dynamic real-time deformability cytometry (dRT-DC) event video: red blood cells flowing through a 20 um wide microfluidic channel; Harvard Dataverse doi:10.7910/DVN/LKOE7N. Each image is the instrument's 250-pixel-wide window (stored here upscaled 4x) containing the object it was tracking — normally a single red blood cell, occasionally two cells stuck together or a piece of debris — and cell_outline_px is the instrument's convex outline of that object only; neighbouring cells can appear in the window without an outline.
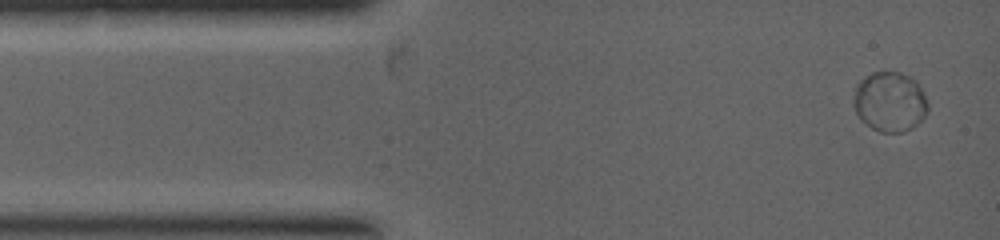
{"species": "common noctule bat (a hibernating species)", "species_latin": "Nyctalus noctula", "temperature_condition": "warm", "stored_images_in_passage": 24, "camera_frame_rate_fps": 5000, "um_per_image_px": 0.085, "animal": {"sex": "female", "body_mass_g": 19.0, "forearm_length_mm": 53.3}, "frame": {"image": 1, "passage_image": 1, "time_ms": 0.0, "image_size_px": [1000, 240], "cell_outline_px": [[928, 112], [912, 128], [904, 132], [880, 132], [872, 128], [860, 120], [856, 112], [852, 100], [856, 84], [860, 80], [872, 72], [900, 72], [912, 76], [916, 80], [928, 104]], "centroid_in_image_um": [75.61, 8.64], "position_along_channel_um": 9.4, "area_um2": 26.13}}
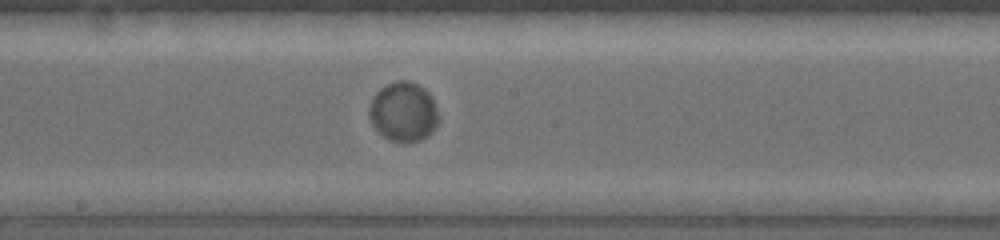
{"frame": {"image": 2, "passage_image": 11, "time_ms": 4.0, "image_size_px": [1000, 240], "cell_outline_px": [[436, 124], [420, 140], [392, 140], [384, 136], [372, 124], [368, 116], [368, 108], [372, 96], [380, 88], [396, 80], [408, 80], [424, 88], [432, 96], [436, 108]], "centroid_in_image_um": [34.23, 9.43], "position_along_channel_um": 214.0, "area_um2": 23.41}}
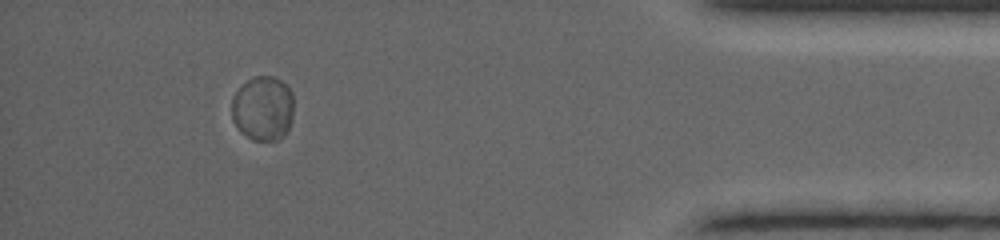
{"frame": {"image": 3, "passage_image": 21, "time_ms": 7.6, "image_size_px": [1000, 240], "cell_outline_px": [[292, 120], [284, 136], [280, 140], [252, 140], [240, 132], [232, 120], [232, 96], [248, 80], [256, 76], [272, 76], [288, 84], [292, 92]], "centroid_in_image_um": [22.35, 9.22], "position_along_channel_um": 412.8, "area_um2": 23.52}}